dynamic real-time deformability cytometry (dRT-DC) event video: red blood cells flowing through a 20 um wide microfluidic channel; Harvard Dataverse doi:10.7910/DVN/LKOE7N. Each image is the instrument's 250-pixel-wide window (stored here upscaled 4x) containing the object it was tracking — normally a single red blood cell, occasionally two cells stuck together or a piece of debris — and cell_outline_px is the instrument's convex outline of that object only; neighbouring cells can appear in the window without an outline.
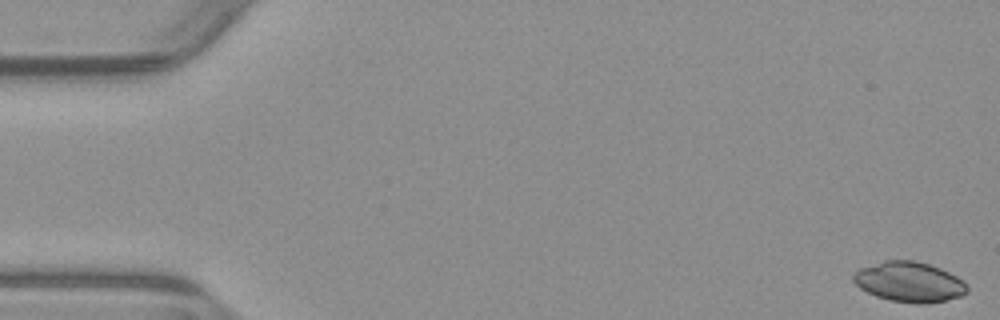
{"species": "common noctule bat (a hibernating species)", "species_latin": "Nyctalus noctula", "temperature_condition": "warm", "stored_images_in_passage": 53, "camera_frame_rate_fps": 3000, "um_per_image_px": 0.085, "animal": {"sex": "male", "body_mass_g": 23.1, "forearm_length_mm": 52.7}, "frame": {"image": 1, "passage_image": 1, "time_ms": 0.0, "image_size_px": [1000, 320], "cell_outline_px": [[968, 292], [960, 296], [944, 300], [924, 304], [916, 304], [892, 300], [876, 296], [860, 288], [852, 280], [852, 272], [860, 268], [884, 260], [916, 260], [940, 268], [956, 276], [968, 288]], "centroid_in_image_um": [77.24, 23.95], "position_along_channel_um": 7.8, "area_um2": 26.47}}
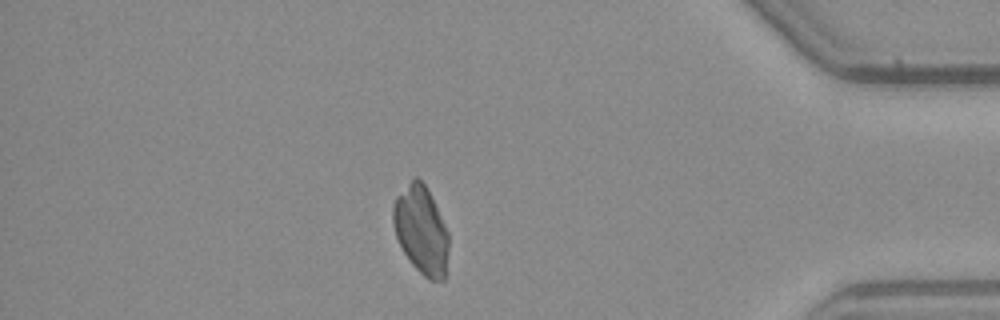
{"frame": {"image": 2, "passage_image": 46, "time_ms": 15.0, "image_size_px": [1000, 320], "cell_outline_px": [[448, 248], [444, 280], [428, 280], [412, 264], [404, 252], [396, 236], [392, 224], [392, 208], [396, 196], [416, 176], [424, 184], [448, 232]], "centroid_in_image_um": [35.78, 19.58], "position_along_channel_um": 399.4, "area_um2": 27.92}}